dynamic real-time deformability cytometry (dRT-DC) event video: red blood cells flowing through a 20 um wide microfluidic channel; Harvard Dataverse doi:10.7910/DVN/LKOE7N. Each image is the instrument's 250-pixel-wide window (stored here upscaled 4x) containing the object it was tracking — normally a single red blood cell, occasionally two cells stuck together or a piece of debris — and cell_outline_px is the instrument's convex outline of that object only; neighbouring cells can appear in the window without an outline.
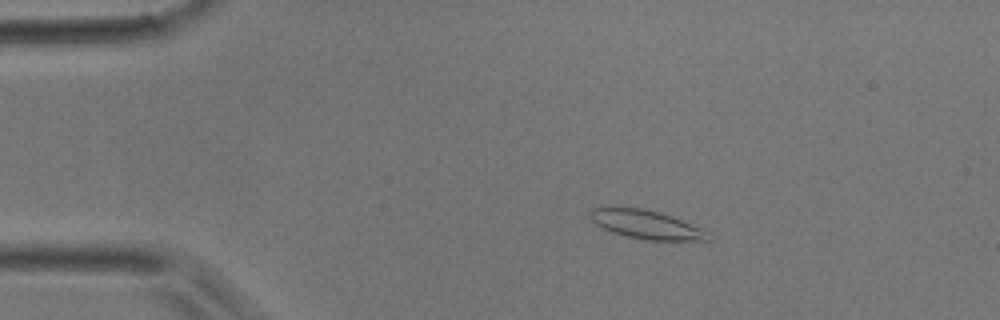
{"species": "common noctule bat (a hibernating species)", "species_latin": "Nyctalus noctula", "temperature_condition": "room temperature", "stored_images_in_passage": 3, "camera_frame_rate_fps": 3000, "um_per_image_px": 0.085, "animal": {"sex": "male", "body_mass_g": 17.9}, "frame": {"image": 1, "passage_image": 2, "time_ms": 0.333, "image_size_px": [1000, 320], "cell_outline_px": [[712, 240], [648, 240], [628, 236], [612, 232], [596, 224], [588, 216], [588, 212], [592, 208], [616, 204], [644, 208], [660, 212], [672, 216], [700, 228]], "centroid_in_image_um": [54.79, 19.02], "position_along_channel_um": 30.2, "area_um2": 20.0}}